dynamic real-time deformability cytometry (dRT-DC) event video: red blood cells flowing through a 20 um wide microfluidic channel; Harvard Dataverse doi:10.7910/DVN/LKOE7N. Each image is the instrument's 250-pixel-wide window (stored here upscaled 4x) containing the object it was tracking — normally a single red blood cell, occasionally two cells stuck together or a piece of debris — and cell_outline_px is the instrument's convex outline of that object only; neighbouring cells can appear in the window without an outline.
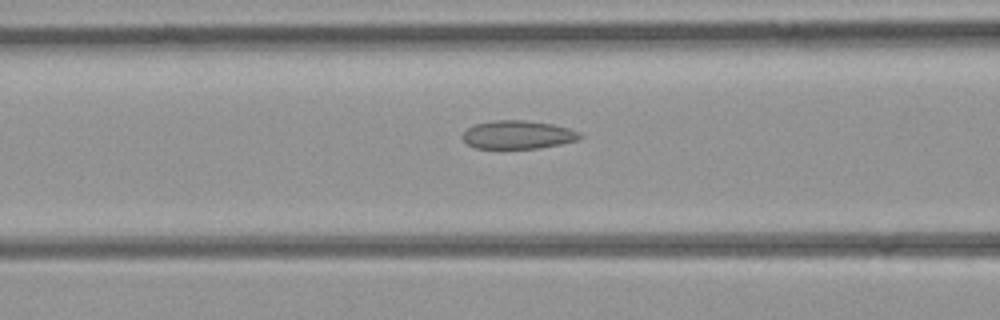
{"species": "common noctule bat (a hibernating species)", "species_latin": "Nyctalus noctula", "temperature_condition": "room temperature", "stored_images_in_passage": 32, "camera_frame_rate_fps": 3000, "um_per_image_px": 0.085, "animal": {"sex": "female", "body_mass_g": 21.9}, "frame": {"image": 1, "passage_image": 11, "time_ms": 3.333, "image_size_px": [1000, 320], "cell_outline_px": [[584, 136], [580, 140], [540, 148], [476, 148], [468, 144], [464, 140], [464, 132], [468, 128], [476, 124], [492, 120], [524, 120], [552, 124], [568, 128], [580, 132]], "centroid_in_image_um": [44.08, 11.45], "position_along_channel_um": 122.5, "area_um2": 19.31}}
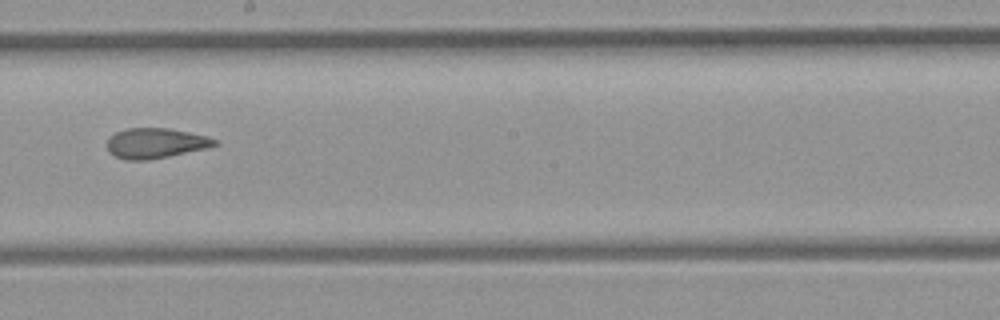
{"frame": {"image": 2, "passage_image": 18, "time_ms": 5.667, "image_size_px": [1000, 320], "cell_outline_px": [[216, 144], [204, 148], [168, 156], [148, 160], [124, 160], [108, 152], [108, 136], [116, 132], [128, 128], [168, 128], [208, 136], [216, 140]], "centroid_in_image_um": [13.16, 12.16], "position_along_channel_um": 235.0, "area_um2": 18.67}}
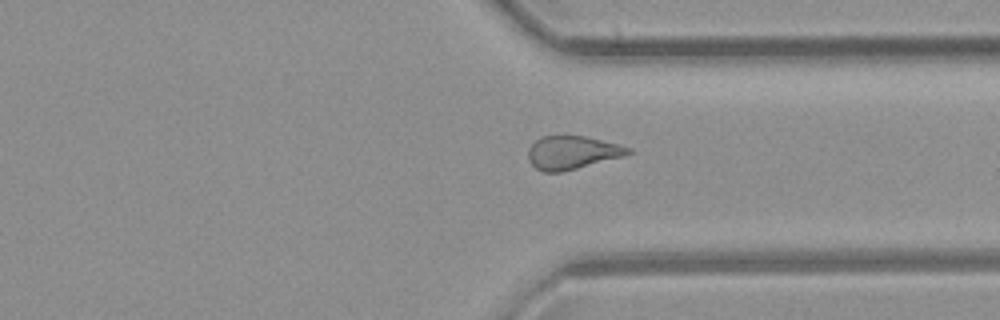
{"frame": {"image": 3, "passage_image": 26, "time_ms": 8.333, "image_size_px": [1000, 320], "cell_outline_px": [[632, 152], [624, 156], [560, 172], [544, 172], [536, 168], [528, 160], [528, 148], [540, 136], [584, 136], [632, 148]], "centroid_in_image_um": [48.6, 12.97], "position_along_channel_um": 362.8, "area_um2": 19.13}}